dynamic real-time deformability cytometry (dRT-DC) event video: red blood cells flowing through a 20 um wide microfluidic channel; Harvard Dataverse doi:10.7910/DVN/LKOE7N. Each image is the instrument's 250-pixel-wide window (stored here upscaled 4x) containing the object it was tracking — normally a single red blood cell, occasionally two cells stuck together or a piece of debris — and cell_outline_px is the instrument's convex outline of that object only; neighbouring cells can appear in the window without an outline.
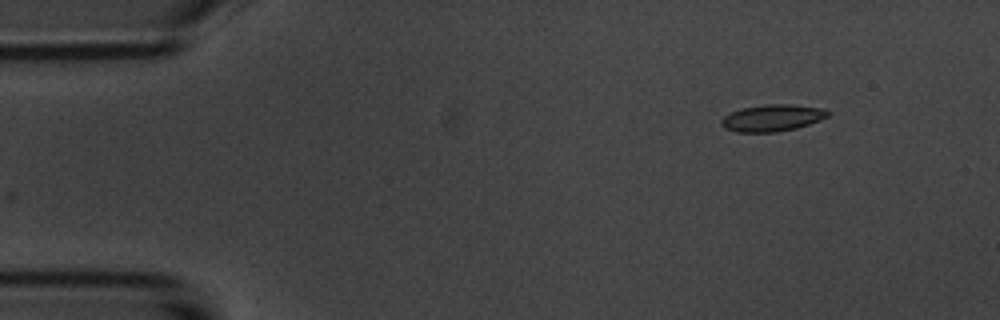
{"species": "common noctule bat (a hibernating species)", "species_latin": "Nyctalus noctula", "temperature_condition": "room temperature", "stored_images_in_passage": 3, "camera_frame_rate_fps": 3000, "um_per_image_px": 0.085, "animal": {"sex": "male", "body_mass_g": 20.1, "forearm_length_mm": 53.5}, "frame": {"image": 1, "passage_image": 3, "time_ms": 2.333, "image_size_px": [1000, 320], "cell_outline_px": [[832, 112], [828, 116], [820, 120], [796, 128], [776, 132], [736, 132], [724, 128], [720, 124], [720, 120], [724, 116], [732, 112], [744, 108], [768, 104], [788, 104], [824, 108]], "centroid_in_image_um": [65.66, 10.03], "position_along_channel_um": 19.3, "area_um2": 16.59}}